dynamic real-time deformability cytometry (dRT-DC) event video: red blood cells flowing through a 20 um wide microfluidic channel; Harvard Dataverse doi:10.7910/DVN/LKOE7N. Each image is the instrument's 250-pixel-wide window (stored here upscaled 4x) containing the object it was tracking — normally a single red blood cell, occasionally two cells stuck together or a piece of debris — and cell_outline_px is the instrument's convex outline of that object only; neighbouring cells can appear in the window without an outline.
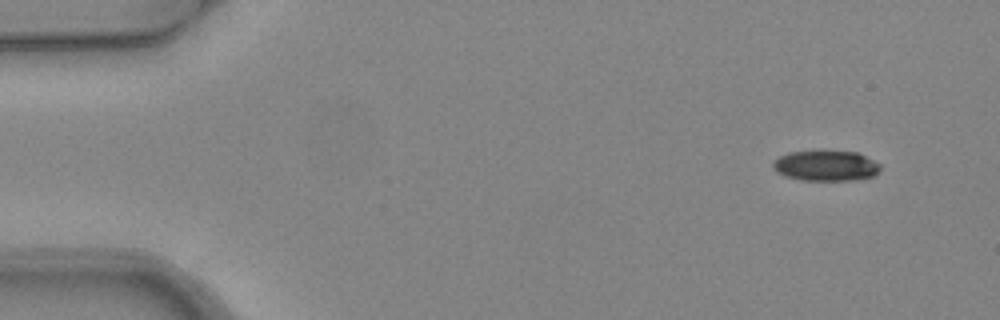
{"species": "common noctule bat (a hibernating species)", "species_latin": "Nyctalus noctula", "temperature_condition": "warm", "stored_images_in_passage": 4, "camera_frame_rate_fps": 3000, "um_per_image_px": 0.085, "animal": {"sex": "female", "body_mass_g": 24.6, "forearm_length_mm": 56.2}, "frame": {"image": 1, "passage_image": 1, "time_ms": 0.0, "image_size_px": [1000, 320], "cell_outline_px": [[880, 168], [876, 176], [856, 180], [800, 180], [784, 176], [776, 172], [772, 168], [772, 164], [780, 156], [788, 152], [820, 148], [824, 148], [856, 152], [880, 164]], "centroid_in_image_um": [70.17, 14.05], "position_along_channel_um": 14.8, "area_um2": 19.88}}
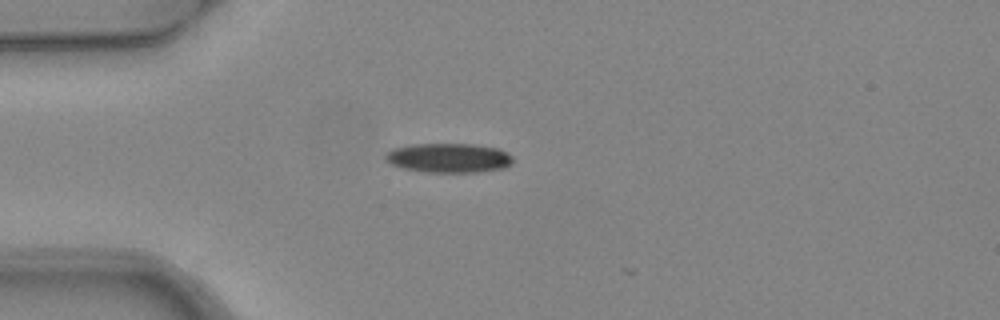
{"frame": {"image": 2, "passage_image": 4, "time_ms": 1.0, "image_size_px": [1000, 320], "cell_outline_px": [[512, 164], [504, 168], [476, 172], [428, 172], [404, 168], [392, 164], [384, 160], [384, 156], [392, 148], [412, 144], [472, 144], [500, 148], [508, 152], [512, 156]], "centroid_in_image_um": [38.16, 13.41], "position_along_channel_um": 46.8, "area_um2": 21.91}}